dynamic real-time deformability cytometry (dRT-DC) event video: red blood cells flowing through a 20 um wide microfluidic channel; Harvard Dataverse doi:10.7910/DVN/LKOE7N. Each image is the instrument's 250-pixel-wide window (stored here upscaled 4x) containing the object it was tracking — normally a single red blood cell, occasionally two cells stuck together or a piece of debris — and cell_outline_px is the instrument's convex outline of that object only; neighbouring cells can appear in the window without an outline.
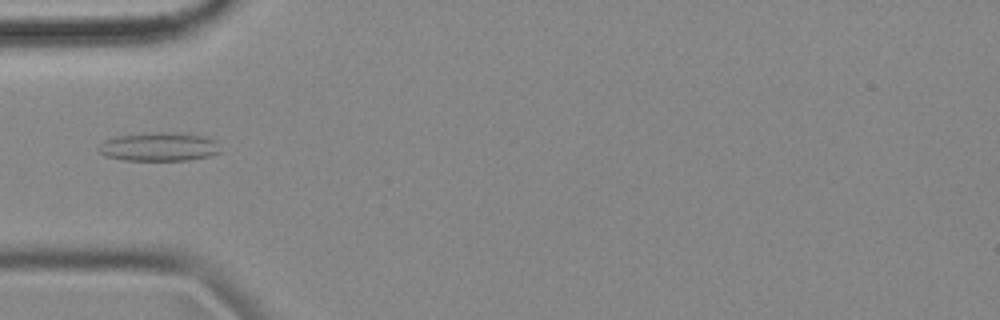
{"species": "common noctule bat (a hibernating species)", "species_latin": "Nyctalus noctula", "temperature_condition": "cold", "stored_images_in_passage": 45, "camera_frame_rate_fps": 3000, "um_per_image_px": 0.085, "animal": {"sex": "female", "body_mass_g": 18.4}, "frame": {"image": 1, "passage_image": 7, "time_ms": 2.0, "image_size_px": [1000, 320], "cell_outline_px": [[220, 152], [208, 156], [188, 160], [124, 160], [104, 156], [96, 148], [104, 140], [116, 136], [156, 132], [168, 132], [204, 136], [216, 140]], "centroid_in_image_um": [13.48, 12.48], "position_along_channel_um": 71.5, "area_um2": 20.29}}
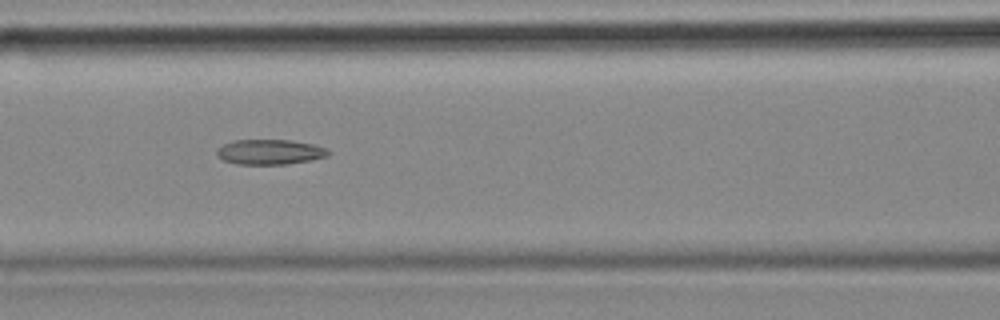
{"frame": {"image": 2, "passage_image": 13, "time_ms": 4.0, "image_size_px": [1000, 320], "cell_outline_px": [[332, 152], [328, 156], [312, 160], [288, 164], [236, 164], [224, 160], [216, 156], [216, 152], [224, 144], [236, 140], [292, 140], [312, 144], [324, 148]], "centroid_in_image_um": [22.96, 12.92], "position_along_channel_um": 143.6, "area_um2": 16.24}}
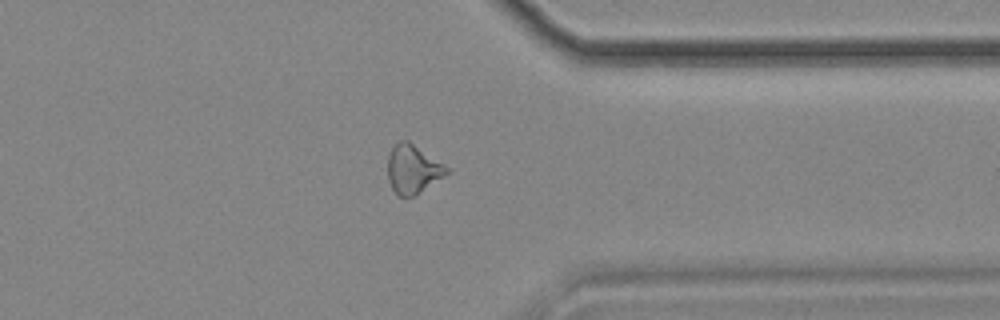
{"frame": {"image": 3, "passage_image": 33, "time_ms": 10.667, "image_size_px": [1000, 320], "cell_outline_px": [[452, 168], [448, 172], [416, 196], [396, 196], [388, 180], [388, 152], [400, 140], [408, 140]], "centroid_in_image_um": [35.1, 14.37], "position_along_channel_um": 376.3, "area_um2": 16.94}, "authors_computed_cell_mechanics": {"area_um2": 16.5308, "velocity_mm_per_s": 3.58, "shape_relaxation_time_tau1_ms": null, "shape_relaxation_time_tau2_ms": 7.7596, "deformation_change_tau1": null, "deformation_change_tau2": 0.1912}}